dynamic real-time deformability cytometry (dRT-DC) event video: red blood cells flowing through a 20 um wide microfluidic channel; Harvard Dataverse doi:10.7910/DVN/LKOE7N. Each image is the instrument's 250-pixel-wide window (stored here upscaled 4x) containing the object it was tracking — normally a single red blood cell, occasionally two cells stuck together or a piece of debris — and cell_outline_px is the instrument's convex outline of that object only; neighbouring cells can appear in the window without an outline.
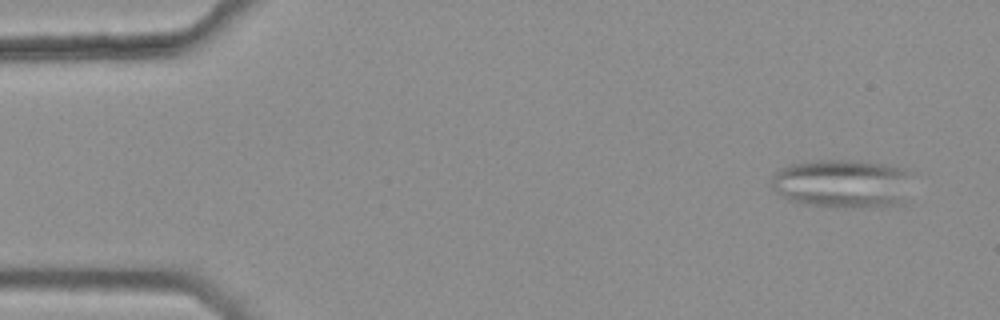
{"species": "common noctule bat (a hibernating species)", "species_latin": "Nyctalus noctula", "temperature_condition": "warm", "stored_images_in_passage": 46, "segment_of_instrument_passage": [1, 2], "camera_frame_rate_fps": 3000, "um_per_image_px": 0.085, "animal": {"sex": "female", "body_mass_g": 25.1}, "frame": {"image": 1, "passage_image": 4, "time_ms": 1.0, "image_size_px": [1000, 320], "cell_outline_px": [[908, 172], [904, 204], [864, 208], [844, 208], [804, 204], [788, 200], [780, 196], [772, 188], [772, 176], [776, 172], [792, 164], [816, 160], [844, 160], [884, 164], [904, 168]], "centroid_in_image_um": [71.57, 15.63], "position_along_channel_um": 13.4, "area_um2": 39.82}}